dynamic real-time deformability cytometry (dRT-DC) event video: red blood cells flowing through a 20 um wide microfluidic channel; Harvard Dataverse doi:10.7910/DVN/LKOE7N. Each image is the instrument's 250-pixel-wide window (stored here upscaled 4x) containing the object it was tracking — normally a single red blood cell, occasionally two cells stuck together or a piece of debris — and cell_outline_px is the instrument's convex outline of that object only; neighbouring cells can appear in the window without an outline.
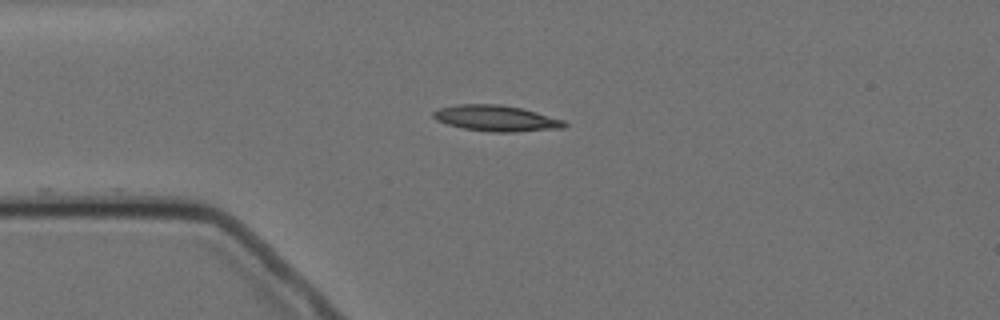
{"species": "Egyptian fruit bat (a non-hibernating species)", "species_latin": "Rousettus aegyptiacus", "temperature_condition": "cold", "stored_images_in_passage": 4, "camera_frame_rate_fps": 3000, "um_per_image_px": 0.085, "animal": {"sex": "female"}, "frame": {"image": 1, "passage_image": 4, "time_ms": 3.333, "image_size_px": [1000, 320], "cell_outline_px": [[568, 124], [564, 128], [512, 132], [488, 132], [464, 128], [448, 124], [436, 120], [432, 116], [432, 112], [440, 108], [456, 104], [500, 104], [520, 108], [536, 112], [564, 120]], "centroid_in_image_um": [42.17, 10.05], "position_along_channel_um": 42.8, "area_um2": 19.77}}